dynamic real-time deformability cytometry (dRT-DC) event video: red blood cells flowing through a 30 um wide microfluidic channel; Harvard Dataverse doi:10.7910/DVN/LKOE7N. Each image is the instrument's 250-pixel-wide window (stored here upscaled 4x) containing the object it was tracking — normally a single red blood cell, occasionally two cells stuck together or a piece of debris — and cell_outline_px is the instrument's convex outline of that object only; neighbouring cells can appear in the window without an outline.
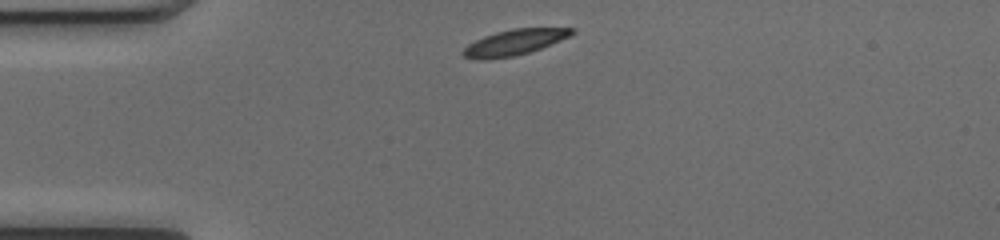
{"species": "common noctule bat (a hibernating species)", "species_latin": "Nyctalus noctula", "temperature_condition": "cold", "stored_images_in_passage": 40, "camera_frame_rate_fps": 3000, "um_per_image_px": 0.085, "animal": {"sex": "female", "body_mass_g": 17.0, "forearm_length_mm": 48.0}, "frame": {"image": 1, "passage_image": 1, "time_ms": 0.0, "image_size_px": [1000, 240], "cell_outline_px": [[576, 32], [568, 36], [540, 48], [516, 56], [488, 60], [480, 60], [464, 56], [460, 52], [468, 44], [484, 36], [496, 32], [512, 28], [576, 28]], "centroid_in_image_um": [43.67, 3.6], "position_along_channel_um": 41.3, "area_um2": 16.18}}
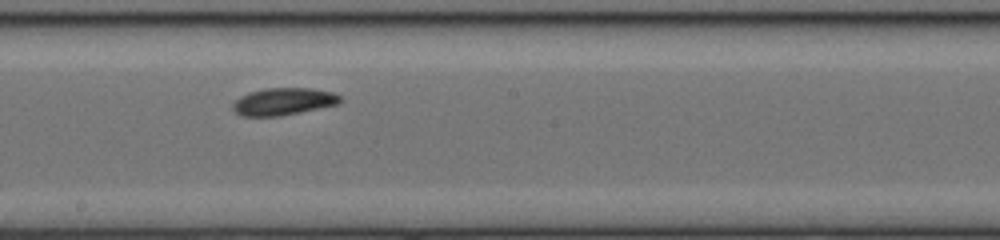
{"frame": {"image": 2, "passage_image": 17, "time_ms": 5.333, "image_size_px": [1000, 240], "cell_outline_px": [[344, 100], [336, 104], [300, 112], [280, 116], [244, 116], [236, 112], [232, 108], [232, 104], [240, 96], [248, 92], [264, 88], [312, 88], [332, 92], [340, 96]], "centroid_in_image_um": [24.08, 8.62], "position_along_channel_um": 224.1, "area_um2": 16.99}}
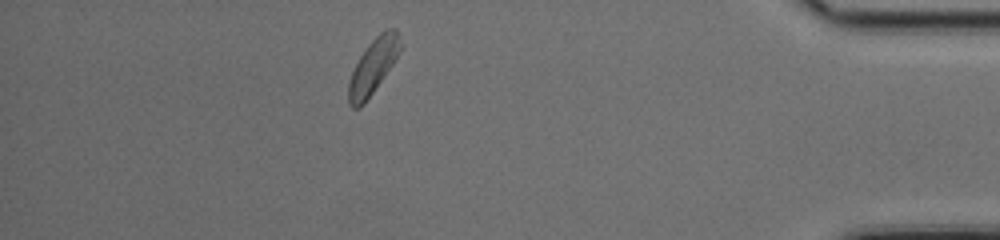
{"frame": {"image": 3, "passage_image": 34, "time_ms": 11.0, "image_size_px": [1000, 240], "cell_outline_px": [[400, 52], [392, 64], [364, 104], [360, 108], [352, 108], [348, 104], [348, 84], [352, 72], [360, 56], [368, 44], [384, 28], [396, 28], [400, 36]], "centroid_in_image_um": [31.7, 5.62], "position_along_channel_um": 403.5, "area_um2": 16.36}, "authors_computed_cell_mechanics": {"area_um2": 16.7331, "velocity_mm_per_s": 3.9835, "shape_relaxation_time_tau1_ms": 3.3687, "shape_relaxation_time_tau2_ms": null, "deformation_change_tau1": 0.1003, "deformation_change_tau2": null}}